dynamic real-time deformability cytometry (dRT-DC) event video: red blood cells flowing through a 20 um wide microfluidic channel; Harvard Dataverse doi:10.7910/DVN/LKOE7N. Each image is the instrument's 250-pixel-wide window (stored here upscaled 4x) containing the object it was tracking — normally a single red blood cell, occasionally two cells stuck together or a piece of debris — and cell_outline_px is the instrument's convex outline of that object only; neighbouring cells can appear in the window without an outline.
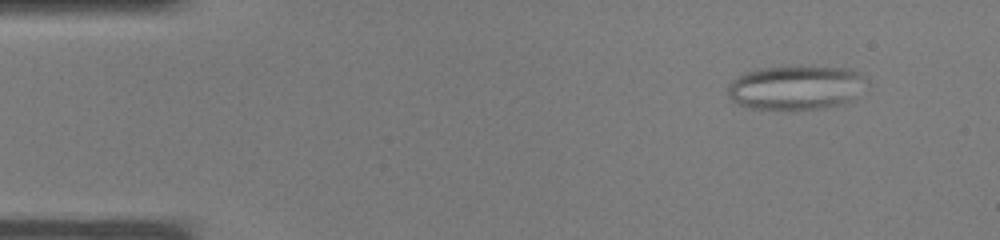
{"species": "common noctule bat (a hibernating species)", "species_latin": "Nyctalus noctula", "temperature_condition": "warm", "stored_images_in_passage": 37, "camera_frame_rate_fps": 3000, "um_per_image_px": 0.085, "animal": {"sex": "male", "body_mass_g": 19.0, "forearm_length_mm": 50.8}, "frame": {"image": 1, "passage_image": 4, "time_ms": 1.0, "image_size_px": [1000, 240], "cell_outline_px": [[868, 80], [852, 100], [844, 104], [824, 108], [792, 112], [748, 108], [732, 100], [728, 96], [728, 88], [732, 80], [748, 72], [760, 68], [800, 64], [848, 68], [860, 72], [868, 76]], "centroid_in_image_um": [67.7, 7.44], "position_along_channel_um": 17.3, "area_um2": 37.28}}
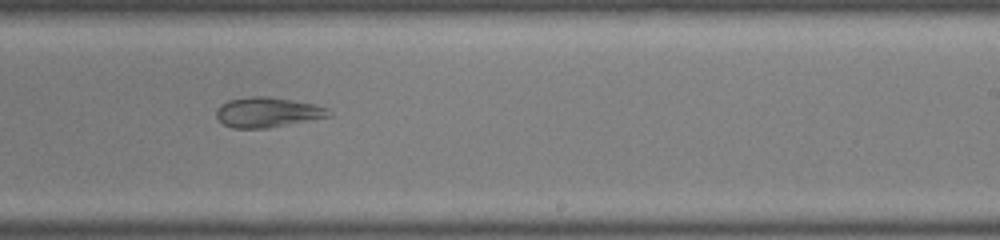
{"frame": {"image": 2, "passage_image": 23, "time_ms": 7.333, "image_size_px": [1000, 240], "cell_outline_px": [[332, 116], [268, 128], [232, 128], [224, 124], [216, 116], [216, 108], [220, 104], [228, 100], [248, 96], [268, 96], [292, 100], [312, 104], [328, 108], [332, 112]], "centroid_in_image_um": [22.73, 9.54], "position_along_channel_um": 266.3, "area_um2": 19.77}}
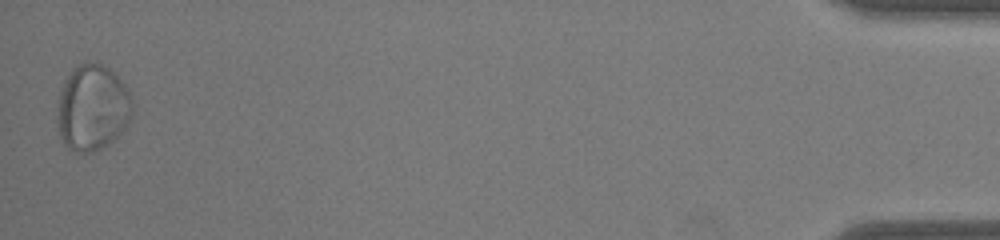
{"frame": {"image": 3, "passage_image": 37, "time_ms": 12.0, "image_size_px": [1000, 240], "cell_outline_px": [[132, 116], [128, 124], [112, 144], [104, 148], [92, 152], [72, 152], [68, 148], [60, 136], [56, 116], [56, 108], [60, 88], [64, 80], [72, 68], [76, 64], [100, 64], [108, 68], [124, 84], [132, 100]], "centroid_in_image_um": [7.84, 9.2], "position_along_channel_um": 427.4, "area_um2": 38.09}}